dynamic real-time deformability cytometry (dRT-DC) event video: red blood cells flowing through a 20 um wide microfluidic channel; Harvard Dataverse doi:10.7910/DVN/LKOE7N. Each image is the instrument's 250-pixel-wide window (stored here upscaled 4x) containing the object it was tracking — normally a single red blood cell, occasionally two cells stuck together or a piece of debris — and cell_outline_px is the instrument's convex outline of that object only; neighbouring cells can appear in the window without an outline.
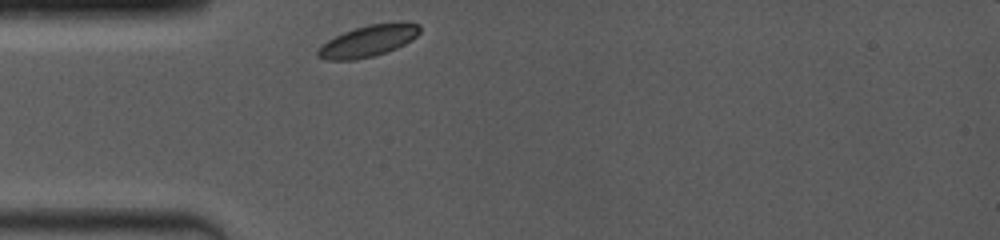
{"species": "common noctule bat (a hibernating species)", "species_latin": "Nyctalus noctula", "temperature_condition": "room temperature", "stored_images_in_passage": 26, "camera_frame_rate_fps": 4000, "um_per_image_px": 0.085, "animal": {"sex": "female", "body_mass_g": 19.0, "forearm_length_mm": 53.3}, "frame": {"image": 1, "passage_image": 1, "time_ms": 0.0, "image_size_px": [1000, 240], "cell_outline_px": [[420, 32], [412, 40], [396, 48], [372, 56], [356, 60], [328, 60], [316, 56], [316, 52], [320, 44], [344, 32], [368, 24], [404, 20], [420, 24]], "centroid_in_image_um": [31.32, 3.45], "position_along_channel_um": 53.7, "area_um2": 18.96}}
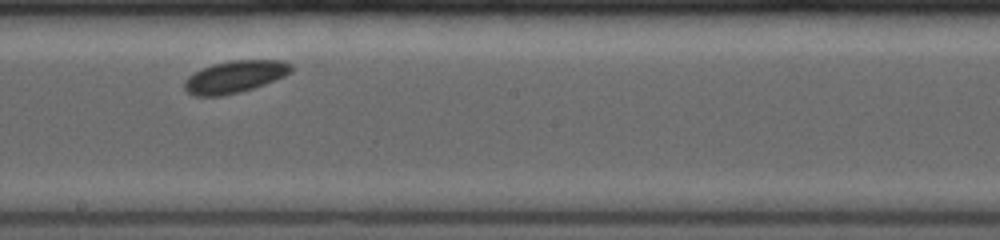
{"frame": {"image": 2, "passage_image": 15, "time_ms": 4.75, "image_size_px": [1000, 240], "cell_outline_px": [[292, 72], [284, 76], [264, 84], [240, 92], [220, 96], [196, 96], [188, 92], [184, 88], [184, 80], [192, 72], [212, 64], [232, 60], [284, 60], [292, 64]], "centroid_in_image_um": [19.95, 6.51], "position_along_channel_um": 228.2, "area_um2": 20.06}}
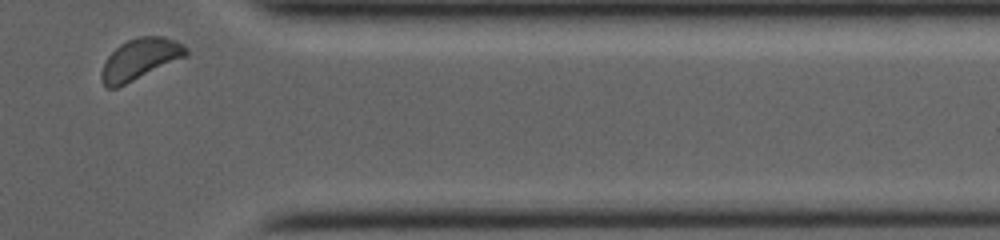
{"frame": {"image": 3, "passage_image": 26, "time_ms": 9.25, "image_size_px": [1000, 240], "cell_outline_px": [[188, 52], [184, 56], [116, 88], [108, 88], [104, 84], [100, 76], [100, 72], [108, 56], [120, 44], [128, 40], [140, 36], [164, 36], [176, 40], [184, 44], [188, 48]], "centroid_in_image_um": [11.88, 4.99], "position_along_channel_um": 399.5, "area_um2": 19.77}, "authors_computed_cell_mechanics": {"area_um2": 19.4786, "velocity_mm_per_s": 3.8434, "shape_relaxation_time_tau1_ms": 0.4368, "shape_relaxation_time_tau2_ms": null, "deformation_change_tau1": 0.0328, "deformation_change_tau2": null}}